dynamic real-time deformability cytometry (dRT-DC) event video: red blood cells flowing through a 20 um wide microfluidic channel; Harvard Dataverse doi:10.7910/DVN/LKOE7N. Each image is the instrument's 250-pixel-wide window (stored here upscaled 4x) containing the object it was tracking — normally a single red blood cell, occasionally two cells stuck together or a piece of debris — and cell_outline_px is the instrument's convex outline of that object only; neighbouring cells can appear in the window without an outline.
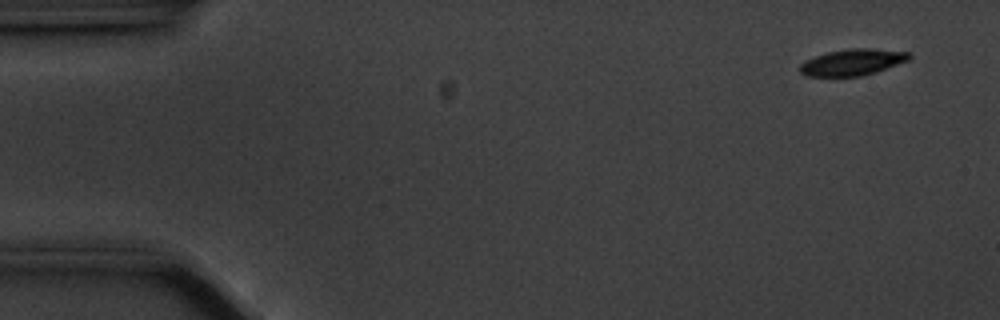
{"species": "common noctule bat (a hibernating species)", "species_latin": "Nyctalus noctula", "temperature_condition": "cold", "stored_images_in_passage": 57, "camera_frame_rate_fps": 3000, "um_per_image_px": 0.085, "animal": {"sex": "male", "body_mass_g": 20.1, "forearm_length_mm": 53.5}, "frame": {"image": 1, "passage_image": 4, "time_ms": 1.0, "image_size_px": [1000, 320], "cell_outline_px": [[912, 56], [908, 60], [860, 76], [804, 76], [800, 72], [800, 64], [804, 60], [828, 52], [852, 48], [868, 48], [908, 52]], "centroid_in_image_um": [72.4, 5.28], "position_along_channel_um": 12.6, "area_um2": 16.42}}
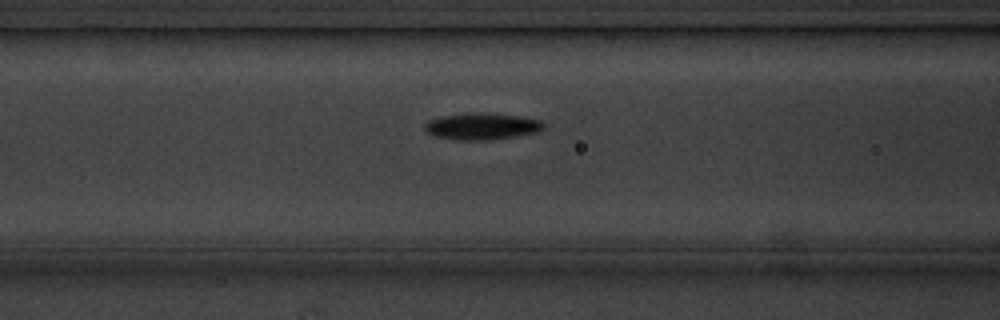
{"frame": {"image": 2, "passage_image": 23, "time_ms": 7.333, "image_size_px": [1000, 320], "cell_outline_px": [[544, 128], [540, 132], [516, 136], [488, 140], [456, 140], [432, 136], [424, 128], [424, 124], [428, 120], [440, 116], [468, 112], [484, 112], [524, 116], [540, 120], [544, 124]], "centroid_in_image_um": [40.96, 10.72], "position_along_channel_um": 125.6, "area_um2": 18.96}}
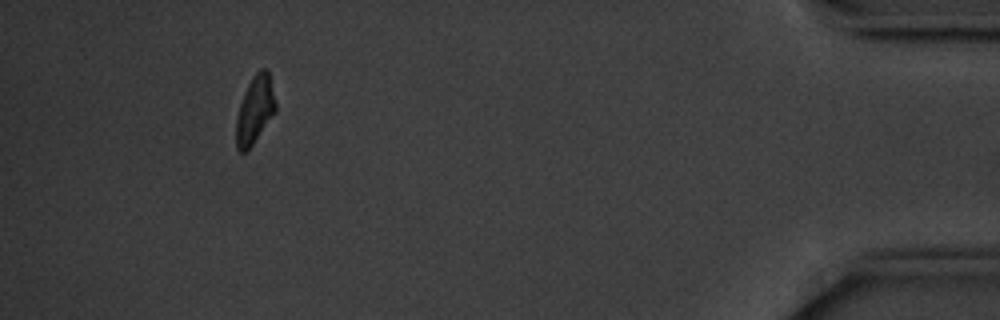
{"frame": {"image": 3, "passage_image": 53, "time_ms": 17.333, "image_size_px": [1000, 320], "cell_outline_px": [[276, 112], [248, 152], [240, 152], [236, 148], [236, 116], [244, 92], [252, 76], [260, 68], [264, 68], [268, 72], [276, 104]], "centroid_in_image_um": [21.65, 9.39], "position_along_channel_um": 413.5, "area_um2": 15.72}, "authors_computed_cell_mechanics": {"area_um2": 16.8198, "velocity_mm_per_s": 3.5223, "shape_relaxation_time_tau1_ms": 7.4431, "shape_relaxation_time_tau2_ms": null, "deformation_change_tau1": 0.2261, "deformation_change_tau2": null}}